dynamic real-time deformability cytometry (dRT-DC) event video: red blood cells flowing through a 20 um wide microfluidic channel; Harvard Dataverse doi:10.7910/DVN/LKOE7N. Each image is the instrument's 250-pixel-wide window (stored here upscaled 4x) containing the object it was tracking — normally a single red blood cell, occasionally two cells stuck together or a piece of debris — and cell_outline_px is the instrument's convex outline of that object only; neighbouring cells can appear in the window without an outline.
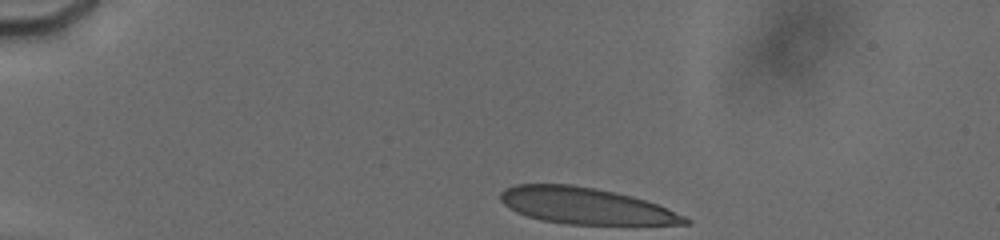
{"species": "human", "species_latin": "Homo sapiens", "temperature_condition": "cold", "stored_images_in_passage": 48, "camera_frame_rate_fps": 3000, "um_per_image_px": 0.085, "donor": {"sex": "male"}, "frame": {"image": 1, "passage_image": 1, "time_ms": 0.0, "image_size_px": [1000, 240], "cell_outline_px": [[692, 224], [568, 224], [544, 220], [528, 216], [516, 212], [508, 208], [500, 200], [500, 192], [504, 188], [516, 184], [572, 184], [596, 188], [616, 192], [632, 196], [656, 204], [684, 216], [692, 220]], "centroid_in_image_um": [49.74, 17.48], "position_along_channel_um": 35.3, "area_um2": 38.9}}
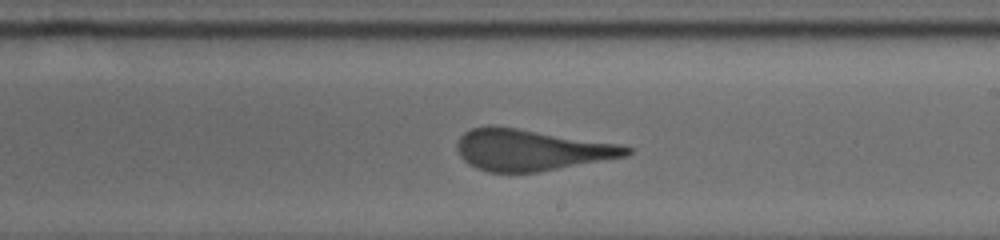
{"frame": {"image": 2, "passage_image": 28, "time_ms": 7.333, "image_size_px": [1000, 240], "cell_outline_px": [[632, 152], [628, 156], [540, 172], [488, 172], [476, 168], [468, 164], [460, 156], [456, 148], [456, 144], [460, 136], [464, 132], [472, 128], [488, 124], [492, 124], [620, 144], [632, 148]], "centroid_in_image_um": [45.12, 12.74], "position_along_channel_um": 243.9, "area_um2": 41.15}}
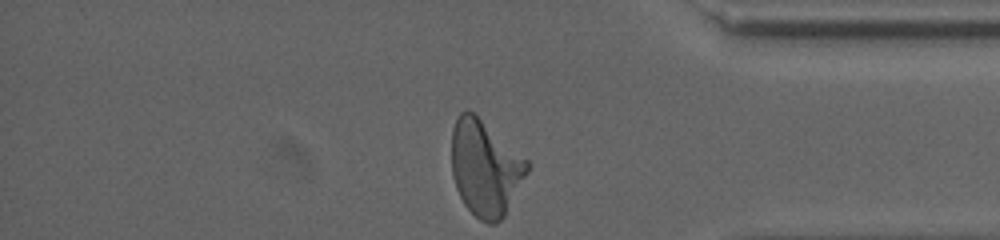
{"frame": {"image": 3, "passage_image": 47, "time_ms": 11.667, "image_size_px": [1000, 240], "cell_outline_px": [[528, 172], [504, 216], [496, 224], [488, 224], [480, 220], [464, 204], [456, 188], [452, 176], [452, 128], [456, 116], [460, 112], [468, 108], [528, 160]], "centroid_in_image_um": [41.22, 14.27], "position_along_channel_um": 394.0, "area_um2": 41.96}, "authors_computed_cell_mechanics": {"area_um2": 41.5004, "velocity_mm_per_s": 3.7943, "shape_relaxation_time_tau1_ms": 8.5517, "shape_relaxation_time_tau2_ms": 0.743, "deformation_change_tau1": 0.2756, "deformation_change_tau2": 0.1184}}